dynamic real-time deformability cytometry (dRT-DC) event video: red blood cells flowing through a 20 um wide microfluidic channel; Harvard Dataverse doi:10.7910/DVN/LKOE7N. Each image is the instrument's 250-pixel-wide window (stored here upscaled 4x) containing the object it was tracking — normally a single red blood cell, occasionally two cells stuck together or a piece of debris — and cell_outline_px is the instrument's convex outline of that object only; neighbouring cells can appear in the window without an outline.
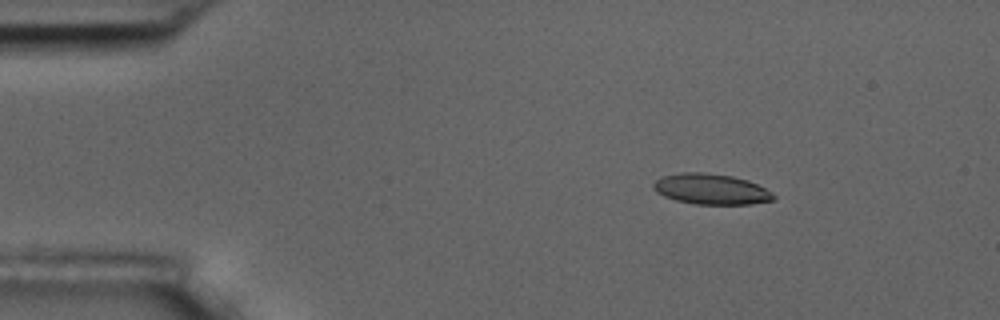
{"species": "common noctule bat (a hibernating species)", "species_latin": "Nyctalus noctula", "temperature_condition": "room temperature", "stored_images_in_passage": 3, "camera_frame_rate_fps": 3000, "um_per_image_px": 0.085, "animal": {"sex": "male", "body_mass_g": 17.5, "forearm_length_mm": 52.3}, "frame": {"image": 1, "passage_image": 1, "time_ms": 0.0, "image_size_px": [1000, 320], "cell_outline_px": [[776, 196], [772, 200], [752, 204], [696, 204], [676, 200], [664, 196], [656, 192], [652, 188], [652, 184], [660, 176], [680, 172], [700, 172], [732, 176], [748, 180], [772, 192]], "centroid_in_image_um": [60.4, 16.07], "position_along_channel_um": 24.6, "area_um2": 21.44}}